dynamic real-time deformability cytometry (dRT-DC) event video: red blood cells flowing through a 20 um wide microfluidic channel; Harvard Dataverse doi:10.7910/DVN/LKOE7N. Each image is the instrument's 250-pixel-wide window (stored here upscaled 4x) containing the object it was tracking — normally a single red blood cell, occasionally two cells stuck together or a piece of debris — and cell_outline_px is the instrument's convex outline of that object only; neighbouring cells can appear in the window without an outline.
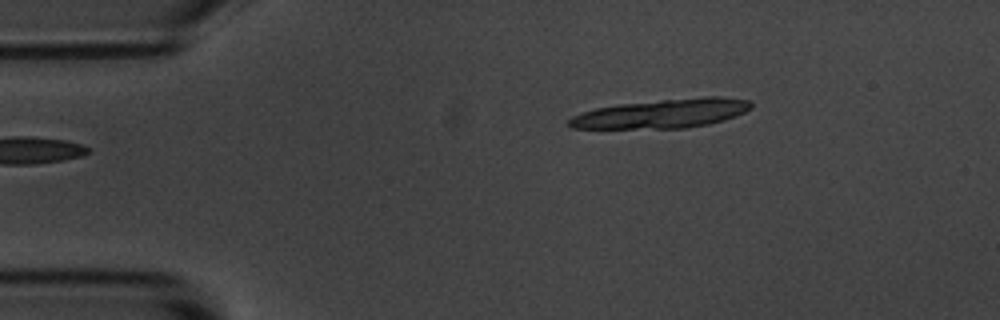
{"species": "common noctule bat (a hibernating species)", "species_latin": "Nyctalus noctula", "temperature_condition": "room temperature", "stored_images_in_passage": 10, "camera_frame_rate_fps": 3000, "um_per_image_px": 0.085, "animal": {"sex": "male", "body_mass_g": 20.1, "forearm_length_mm": 53.5}, "frame": {"image": 1, "passage_image": 1, "time_ms": 0.0, "image_size_px": [1000, 320], "cell_outline_px": [[752, 108], [736, 116], [724, 120], [708, 124], [684, 128], [572, 128], [568, 124], [568, 120], [572, 116], [596, 108], [620, 104], [660, 100], [704, 96], [720, 96], [748, 100], [752, 104]], "centroid_in_image_um": [56.32, 9.64], "position_along_channel_um": 28.7, "area_um2": 30.63}}